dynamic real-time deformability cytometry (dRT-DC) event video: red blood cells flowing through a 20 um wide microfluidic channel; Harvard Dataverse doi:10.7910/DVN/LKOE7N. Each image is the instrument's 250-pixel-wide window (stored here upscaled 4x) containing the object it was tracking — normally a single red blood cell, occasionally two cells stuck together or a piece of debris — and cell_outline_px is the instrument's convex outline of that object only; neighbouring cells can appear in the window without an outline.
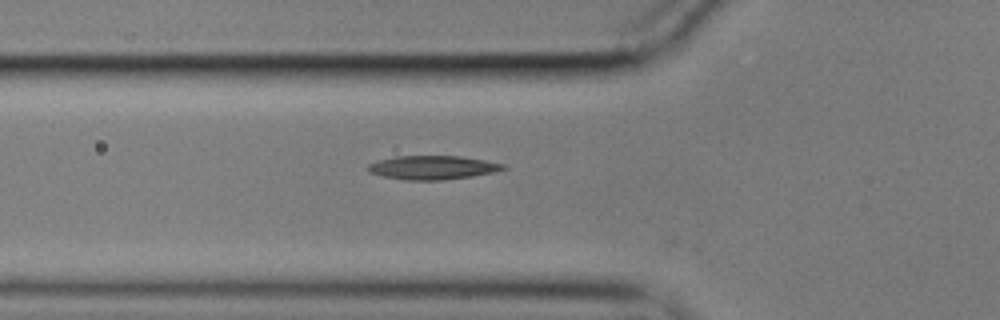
{"species": "common noctule bat (a hibernating species)", "species_latin": "Nyctalus noctula", "temperature_condition": "cold", "stored_images_in_passage": 9, "camera_frame_rate_fps": 3000, "um_per_image_px": 0.085, "animal": {"sex": "male", "body_mass_g": 17.9}, "frame": {"image": 1, "passage_image": 2, "time_ms": 0.333, "image_size_px": [1000, 320], "cell_outline_px": [[508, 168], [492, 172], [472, 176], [444, 180], [404, 180], [384, 176], [368, 172], [364, 168], [368, 164], [380, 160], [396, 156], [460, 156], [484, 160], [504, 164]], "centroid_in_image_um": [36.74, 14.24], "position_along_channel_um": 89.1, "area_um2": 18.73}}
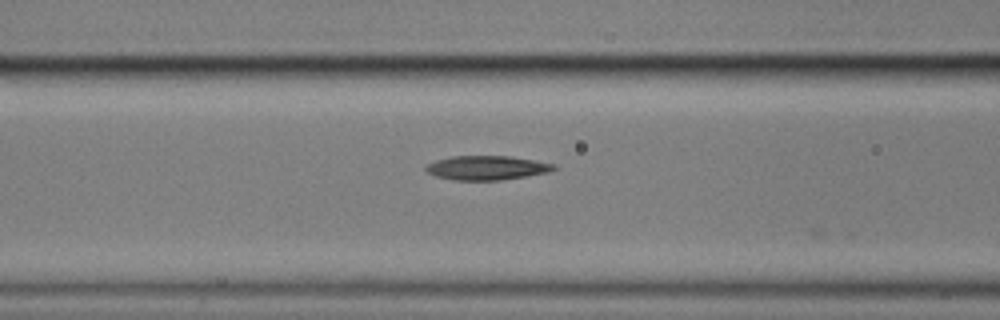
{"frame": {"image": 2, "passage_image": 5, "time_ms": 1.333, "image_size_px": [1000, 320], "cell_outline_px": [[560, 168], [548, 172], [500, 180], [452, 180], [436, 176], [428, 172], [424, 168], [428, 164], [436, 160], [452, 156], [512, 156], [556, 164]], "centroid_in_image_um": [41.41, 14.26], "position_along_channel_um": 125.2, "area_um2": 18.03}}
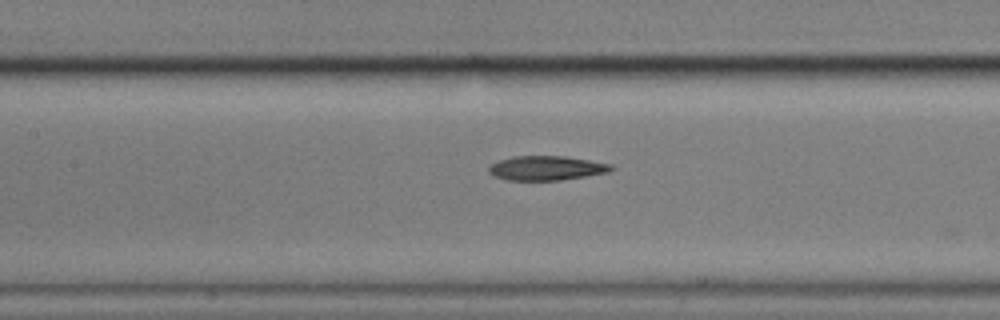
{"frame": {"image": 3, "passage_image": 8, "time_ms": 2.333, "image_size_px": [1000, 320], "cell_outline_px": [[616, 168], [608, 172], [560, 180], [508, 180], [492, 176], [488, 172], [488, 168], [492, 164], [500, 160], [512, 156], [564, 156], [612, 164]], "centroid_in_image_um": [46.43, 14.28], "position_along_channel_um": 161.0, "area_um2": 17.34}}